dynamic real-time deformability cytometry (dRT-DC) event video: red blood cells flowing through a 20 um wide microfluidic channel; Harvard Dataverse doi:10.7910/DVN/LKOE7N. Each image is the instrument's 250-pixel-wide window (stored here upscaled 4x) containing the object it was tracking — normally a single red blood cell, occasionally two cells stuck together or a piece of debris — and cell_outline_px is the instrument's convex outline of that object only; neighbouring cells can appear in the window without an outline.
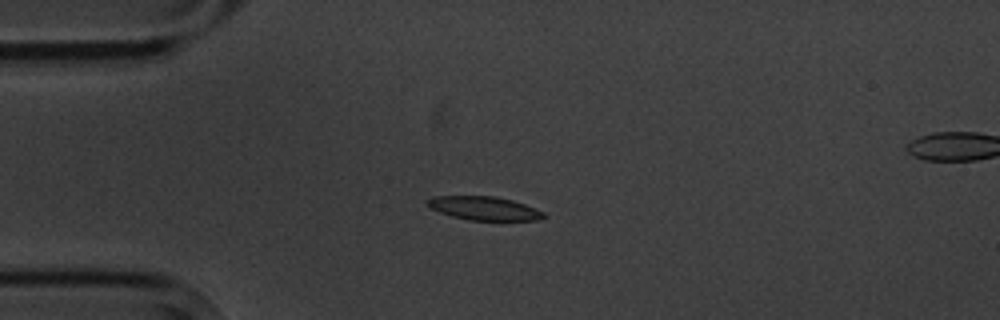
{"species": "common noctule bat (a hibernating species)", "species_latin": "Nyctalus noctula", "temperature_condition": "cold", "stored_images_in_passage": 6, "camera_frame_rate_fps": 3000, "um_per_image_px": 0.085, "animal": {"sex": "male", "body_mass_g": 20.1, "forearm_length_mm": 53.5}, "frame": {"image": 1, "passage_image": 4, "time_ms": 3.667, "image_size_px": [1000, 320], "cell_outline_px": [[544, 216], [536, 220], [468, 220], [452, 216], [440, 212], [424, 204], [424, 200], [432, 196], [496, 196], [512, 200], [524, 204], [544, 212]], "centroid_in_image_um": [41.07, 17.69], "position_along_channel_um": 43.9, "area_um2": 15.95}}
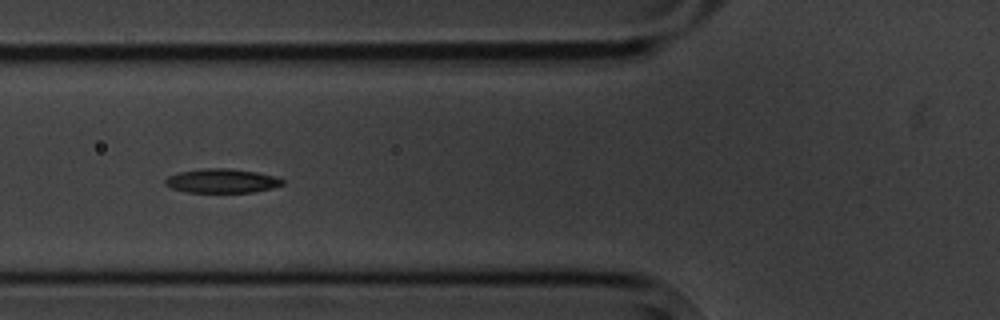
{"frame": {"image": 2, "passage_image": 6, "time_ms": 6.0, "image_size_px": [1000, 320], "cell_outline_px": [[284, 184], [272, 188], [252, 192], [184, 192], [172, 188], [164, 184], [164, 180], [168, 176], [180, 172], [208, 168], [224, 168], [256, 172], [276, 176], [284, 180]], "centroid_in_image_um": [18.86, 15.38], "position_along_channel_um": 106.9, "area_um2": 16.36}}